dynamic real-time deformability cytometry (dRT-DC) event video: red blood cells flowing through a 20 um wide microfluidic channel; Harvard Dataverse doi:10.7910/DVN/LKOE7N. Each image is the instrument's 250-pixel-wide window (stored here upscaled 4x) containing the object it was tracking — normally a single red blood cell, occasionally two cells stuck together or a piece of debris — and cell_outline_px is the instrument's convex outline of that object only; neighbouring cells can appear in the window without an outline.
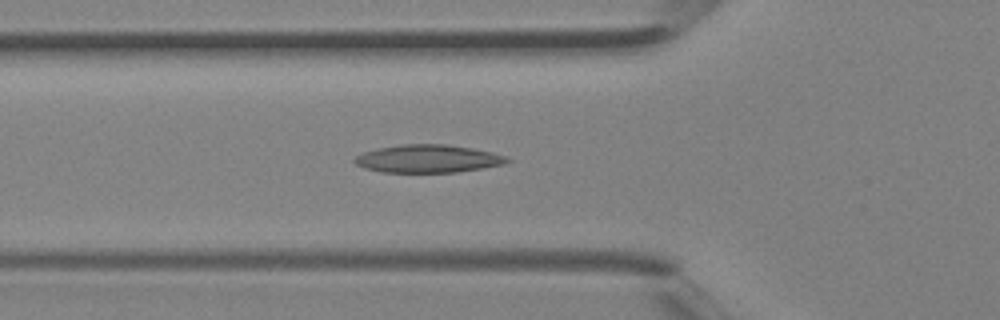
{"species": "Egyptian fruit bat (a non-hibernating species)", "species_latin": "Rousettus aegyptiacus", "temperature_condition": "room temperature", "stored_images_in_passage": 31, "camera_frame_rate_fps": 3000, "um_per_image_px": 0.085, "animal": {"sex": "female"}, "frame": {"image": 1, "passage_image": 8, "time_ms": 2.333, "image_size_px": [1000, 320], "cell_outline_px": [[512, 160], [504, 164], [484, 168], [456, 172], [380, 172], [364, 168], [356, 164], [352, 160], [356, 156], [364, 152], [380, 148], [400, 144], [448, 144], [472, 148], [492, 152], [508, 156]], "centroid_in_image_um": [36.41, 13.49], "position_along_channel_um": 89.4, "area_um2": 24.91}}
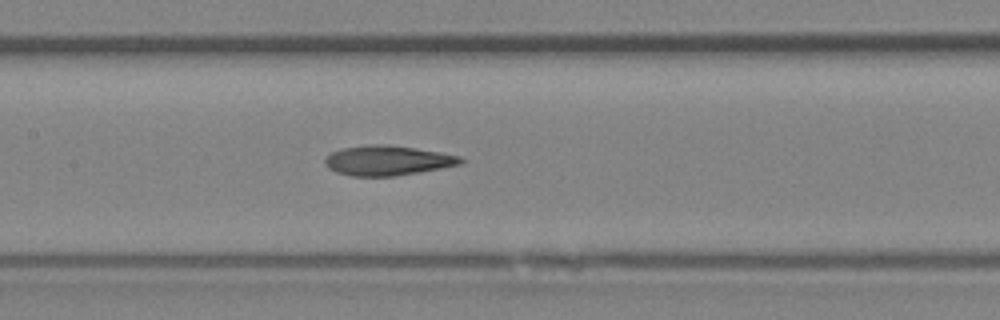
{"frame": {"image": 2, "passage_image": 13, "time_ms": 4.0, "image_size_px": [1000, 320], "cell_outline_px": [[464, 160], [460, 164], [420, 172], [392, 176], [352, 176], [336, 172], [328, 168], [324, 164], [324, 160], [332, 152], [340, 148], [368, 144], [388, 144], [416, 148], [440, 152], [460, 156]], "centroid_in_image_um": [32.91, 13.63], "position_along_channel_um": 174.5, "area_um2": 23.64}}
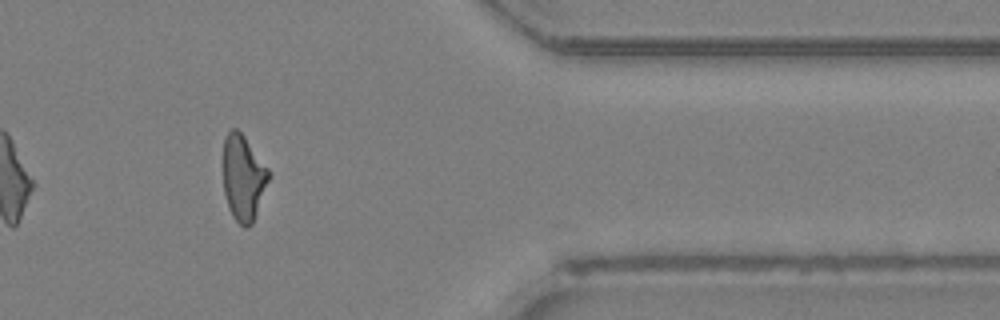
{"frame": {"image": 3, "passage_image": 27, "time_ms": 8.667, "image_size_px": [1000, 320], "cell_outline_px": [[272, 176], [252, 224], [244, 228], [232, 216], [228, 208], [224, 192], [224, 136], [232, 128], [236, 128], [244, 136], [268, 168]], "centroid_in_image_um": [20.7, 15.12], "position_along_channel_um": 390.7, "area_um2": 22.83}}